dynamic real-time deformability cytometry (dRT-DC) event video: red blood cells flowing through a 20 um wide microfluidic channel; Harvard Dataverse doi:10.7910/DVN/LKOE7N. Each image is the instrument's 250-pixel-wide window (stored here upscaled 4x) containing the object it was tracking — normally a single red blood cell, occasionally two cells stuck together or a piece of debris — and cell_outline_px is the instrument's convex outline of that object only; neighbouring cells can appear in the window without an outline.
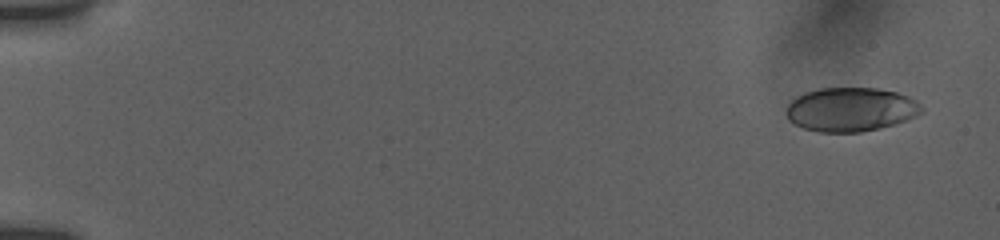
{"species": "human", "species_latin": "Homo sapiens", "temperature_condition": "room temperature", "stored_images_in_passage": 29, "camera_frame_rate_fps": 3000, "um_per_image_px": 0.085, "donor": {"sex": "female"}, "frame": {"image": 1, "passage_image": 3, "time_ms": 0.667, "image_size_px": [1000, 240], "cell_outline_px": [[920, 112], [904, 120], [880, 128], [860, 132], [820, 132], [804, 128], [788, 120], [788, 104], [792, 100], [808, 92], [820, 88], [876, 88], [896, 92], [908, 96], [916, 100], [920, 104]], "centroid_in_image_um": [72.3, 9.3], "position_along_channel_um": 12.7, "area_um2": 33.99}}
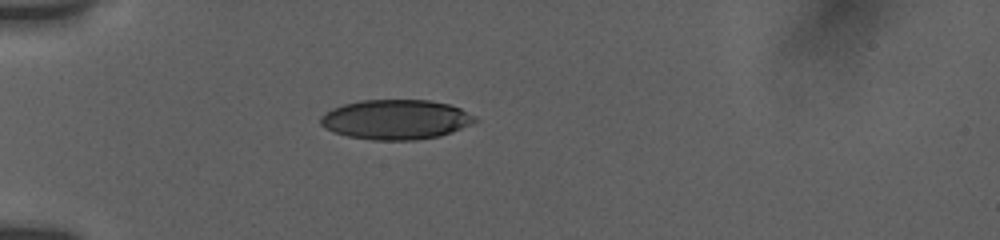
{"frame": {"image": 2, "passage_image": 22, "time_ms": 5.333, "image_size_px": [1000, 240], "cell_outline_px": [[476, 120], [460, 128], [440, 136], [412, 140], [372, 140], [348, 136], [336, 132], [320, 124], [320, 116], [332, 108], [344, 104], [360, 100], [428, 100], [448, 104], [460, 108], [476, 116]], "centroid_in_image_um": [33.62, 10.15], "position_along_channel_um": 51.4, "area_um2": 35.43}}
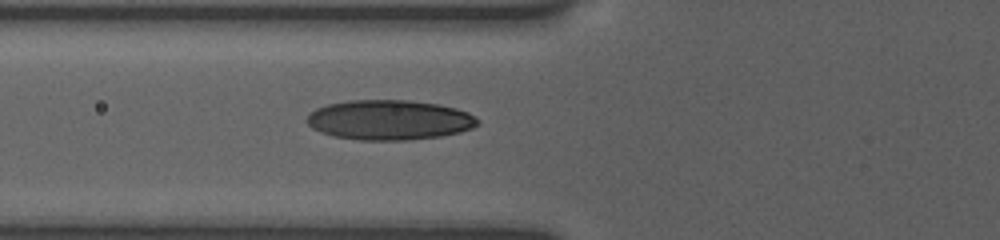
{"frame": {"image": 3, "passage_image": 28, "time_ms": 7.0, "image_size_px": [1000, 240], "cell_outline_px": [[476, 124], [472, 128], [460, 132], [440, 136], [408, 140], [360, 140], [332, 136], [320, 132], [312, 128], [304, 120], [316, 108], [328, 104], [348, 100], [408, 100], [436, 104], [456, 108], [468, 112], [476, 120]], "centroid_in_image_um": [33.04, 10.2], "position_along_channel_um": 92.8, "area_um2": 39.59}}